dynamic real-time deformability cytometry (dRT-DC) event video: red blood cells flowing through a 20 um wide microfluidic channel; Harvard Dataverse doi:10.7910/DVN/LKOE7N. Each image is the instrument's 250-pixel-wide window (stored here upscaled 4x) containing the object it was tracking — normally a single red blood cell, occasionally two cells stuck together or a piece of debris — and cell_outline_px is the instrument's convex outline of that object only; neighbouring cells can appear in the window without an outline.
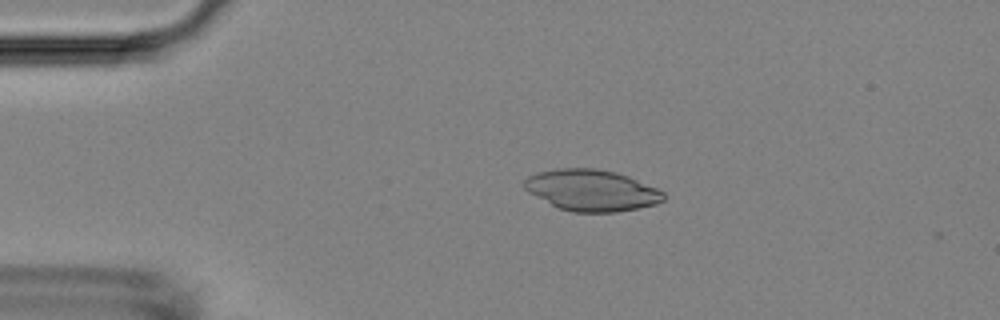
{"species": "Egyptian fruit bat (a non-hibernating species)", "species_latin": "Rousettus aegyptiacus", "temperature_condition": "room temperature", "stored_images_in_passage": 45, "camera_frame_rate_fps": 3000, "um_per_image_px": 0.085, "animal": {"sex": "female"}, "frame": {"image": 1, "passage_image": 3, "time_ms": 0.667, "image_size_px": [1000, 320], "cell_outline_px": [[664, 200], [656, 204], [616, 212], [572, 212], [556, 208], [528, 192], [520, 184], [528, 176], [536, 172], [556, 168], [596, 168], [616, 172], [628, 176], [656, 188], [664, 192]], "centroid_in_image_um": [50.22, 16.17], "position_along_channel_um": 34.8, "area_um2": 33.76}}
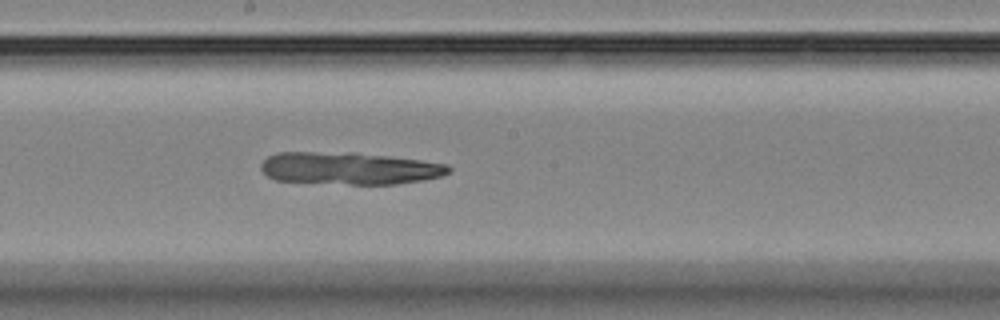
{"frame": {"image": 2, "passage_image": 21, "time_ms": 6.667, "image_size_px": [1000, 320], "cell_outline_px": [[452, 172], [444, 176], [424, 180], [396, 184], [348, 184], [276, 180], [268, 176], [260, 168], [260, 164], [268, 156], [276, 152], [352, 152], [388, 156], [420, 160], [448, 164], [452, 168]], "centroid_in_image_um": [29.74, 14.3], "position_along_channel_um": 218.5, "area_um2": 35.55}}
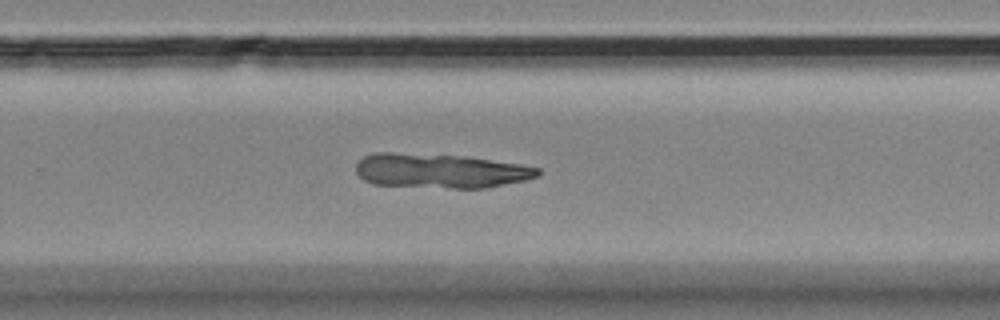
{"frame": {"image": 3, "passage_image": 27, "time_ms": 8.667, "image_size_px": [1000, 320], "cell_outline_px": [[540, 176], [524, 180], [488, 188], [448, 188], [372, 184], [364, 180], [356, 172], [356, 164], [364, 156], [376, 152], [392, 152], [460, 156], [520, 164], [540, 168]], "centroid_in_image_um": [37.42, 14.53], "position_along_channel_um": 292.4, "area_um2": 36.41}}